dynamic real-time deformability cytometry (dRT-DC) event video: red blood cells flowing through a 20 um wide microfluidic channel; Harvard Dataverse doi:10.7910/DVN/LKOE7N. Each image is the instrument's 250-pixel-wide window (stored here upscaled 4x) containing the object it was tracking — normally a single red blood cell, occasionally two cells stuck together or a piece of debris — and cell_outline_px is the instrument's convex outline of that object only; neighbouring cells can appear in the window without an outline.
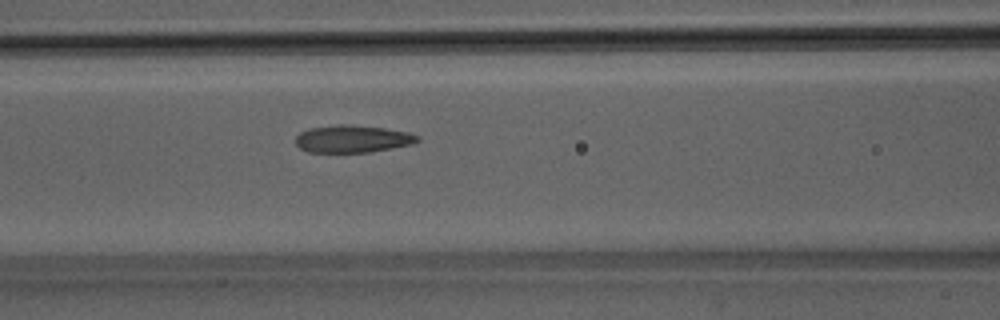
{"species": "Egyptian fruit bat (a non-hibernating species)", "species_latin": "Rousettus aegyptiacus", "temperature_condition": "room temperature", "stored_images_in_passage": 40, "camera_frame_rate_fps": 3000, "um_per_image_px": 0.085, "animal": {"sex": "male"}, "frame": {"image": 1, "passage_image": 11, "time_ms": 3.333, "image_size_px": [1000, 320], "cell_outline_px": [[420, 140], [412, 144], [368, 152], [308, 152], [300, 148], [296, 144], [296, 136], [300, 132], [308, 128], [340, 124], [352, 124], [384, 128], [408, 132], [420, 136]], "centroid_in_image_um": [29.95, 11.79], "position_along_channel_um": 136.6, "area_um2": 19.48}}
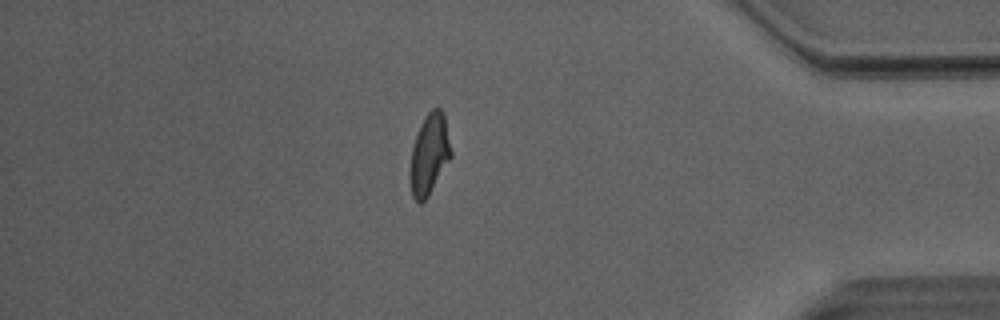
{"frame": {"image": 2, "passage_image": 33, "time_ms": 10.667, "image_size_px": [1000, 320], "cell_outline_px": [[452, 156], [428, 196], [420, 204], [412, 196], [408, 176], [408, 172], [412, 148], [420, 124], [428, 112], [432, 108], [440, 108], [444, 112], [452, 152]], "centroid_in_image_um": [36.48, 13.12], "position_along_channel_um": 398.7, "area_um2": 19.48}}
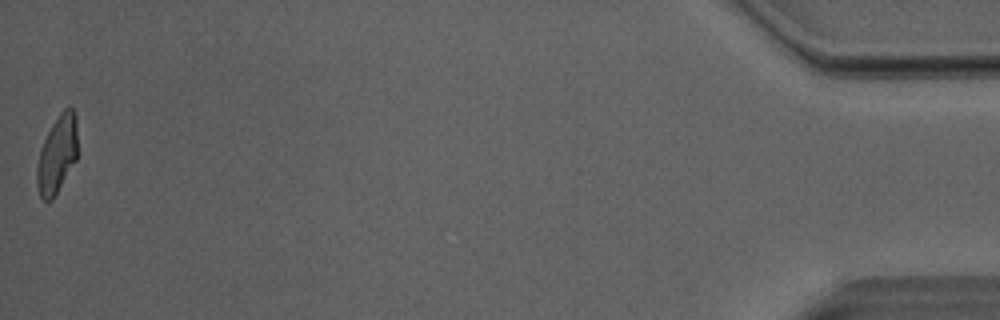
{"frame": {"image": 3, "passage_image": 40, "time_ms": 13.0, "image_size_px": [1000, 320], "cell_outline_px": [[76, 160], [52, 200], [44, 200], [40, 196], [36, 184], [36, 168], [40, 148], [52, 124], [60, 112], [68, 104], [72, 108], [76, 116]], "centroid_in_image_um": [4.84, 13.11], "position_along_channel_um": 430.4, "area_um2": 18.26}, "authors_computed_cell_mechanics": {"area_um2": 19.4208, "velocity_mm_per_s": 4.0445, "shape_relaxation_time_tau1_ms": 6.941, "shape_relaxation_time_tau2_ms": 1.2366, "deformation_change_tau1": 0.1942, "deformation_change_tau2": 0.0899}}